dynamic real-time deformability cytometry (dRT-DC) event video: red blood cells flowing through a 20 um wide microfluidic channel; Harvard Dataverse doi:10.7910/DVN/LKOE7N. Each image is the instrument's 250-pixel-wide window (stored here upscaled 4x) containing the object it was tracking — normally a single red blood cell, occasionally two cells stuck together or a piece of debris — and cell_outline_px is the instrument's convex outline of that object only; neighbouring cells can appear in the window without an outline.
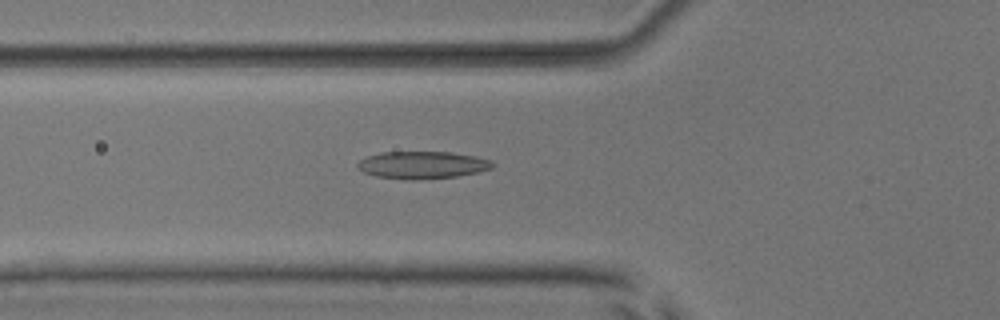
{"species": "common noctule bat (a hibernating species)", "species_latin": "Nyctalus noctula", "temperature_condition": "room temperature", "stored_images_in_passage": 53, "camera_frame_rate_fps": 3000, "um_per_image_px": 0.085, "animal": {"sex": "male", "body_mass_g": 17.9, "forearm_length_mm": 54.2}, "frame": {"image": 1, "passage_image": 20, "time_ms": 6.333, "image_size_px": [1000, 320], "cell_outline_px": [[496, 164], [492, 168], [476, 172], [456, 176], [412, 180], [404, 180], [376, 176], [364, 172], [356, 168], [356, 164], [360, 160], [368, 156], [384, 152], [452, 152], [476, 156], [492, 160]], "centroid_in_image_um": [35.9, 14.02], "position_along_channel_um": 89.9, "area_um2": 21.56}}
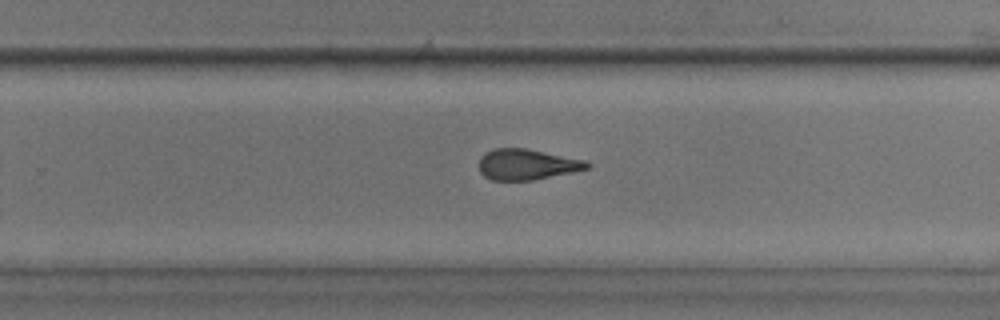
{"frame": {"image": 2, "passage_image": 35, "time_ms": 11.333, "image_size_px": [1000, 320], "cell_outline_px": [[592, 164], [588, 168], [572, 172], [532, 180], [492, 180], [484, 176], [480, 172], [480, 156], [484, 152], [496, 148], [528, 148], [584, 160]], "centroid_in_image_um": [44.77, 13.96], "position_along_channel_um": 285.0, "area_um2": 19.31}}
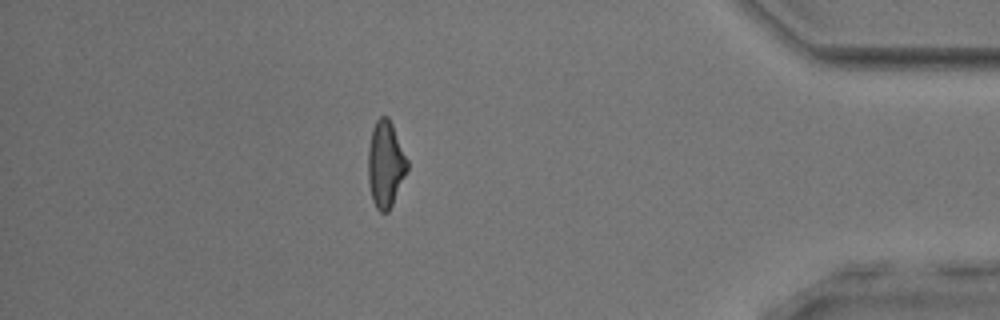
{"frame": {"image": 3, "passage_image": 47, "time_ms": 15.333, "image_size_px": [1000, 320], "cell_outline_px": [[408, 168], [392, 204], [388, 212], [380, 212], [376, 208], [372, 200], [368, 180], [368, 148], [372, 128], [376, 120], [380, 116], [388, 116], [392, 124], [408, 160]], "centroid_in_image_um": [32.75, 13.94], "position_along_channel_um": 402.4, "area_um2": 19.65}, "authors_computed_cell_mechanics": {"area_um2": 20.519, "velocity_mm_per_s": 3.9072, "shape_relaxation_time_tau1_ms": 7.4825, "shape_relaxation_time_tau2_ms": 2.1402, "deformation_change_tau1": 0.2397, "deformation_change_tau2": 0.1234}}